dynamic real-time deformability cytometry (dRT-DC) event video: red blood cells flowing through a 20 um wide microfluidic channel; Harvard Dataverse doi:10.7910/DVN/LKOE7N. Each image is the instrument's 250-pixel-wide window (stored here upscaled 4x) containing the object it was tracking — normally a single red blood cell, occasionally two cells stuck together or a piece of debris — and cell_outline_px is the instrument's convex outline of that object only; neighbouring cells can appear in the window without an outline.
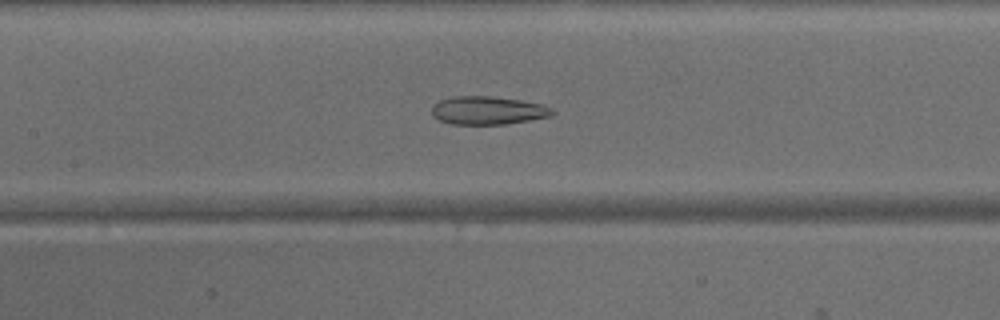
{"species": "common noctule bat (a hibernating species)", "species_latin": "Nyctalus noctula", "temperature_condition": "warm", "stored_images_in_passage": 36, "camera_frame_rate_fps": 3000, "um_per_image_px": 0.085, "animal": {"sex": "male", "body_mass_g": 15.6}, "frame": {"image": 1, "passage_image": 21, "time_ms": 6.667, "image_size_px": [1000, 320], "cell_outline_px": [[556, 112], [552, 116], [504, 124], [452, 124], [440, 120], [432, 116], [432, 108], [440, 100], [456, 96], [492, 96], [520, 100], [540, 104], [552, 108]], "centroid_in_image_um": [41.48, 9.39], "position_along_channel_um": 165.9, "area_um2": 19.65}}
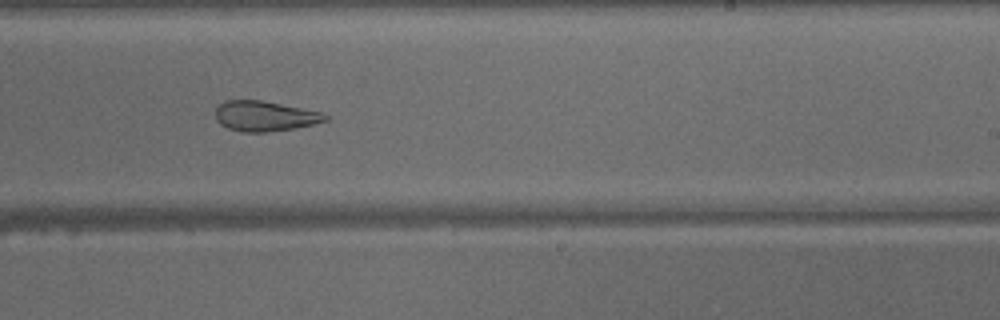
{"frame": {"image": 2, "passage_image": 28, "time_ms": 9.0, "image_size_px": [1000, 320], "cell_outline_px": [[328, 120], [296, 128], [264, 132], [244, 132], [228, 128], [220, 124], [216, 120], [216, 108], [224, 100], [260, 100], [324, 112], [328, 116]], "centroid_in_image_um": [22.51, 9.86], "position_along_channel_um": 266.5, "area_um2": 19.31}}
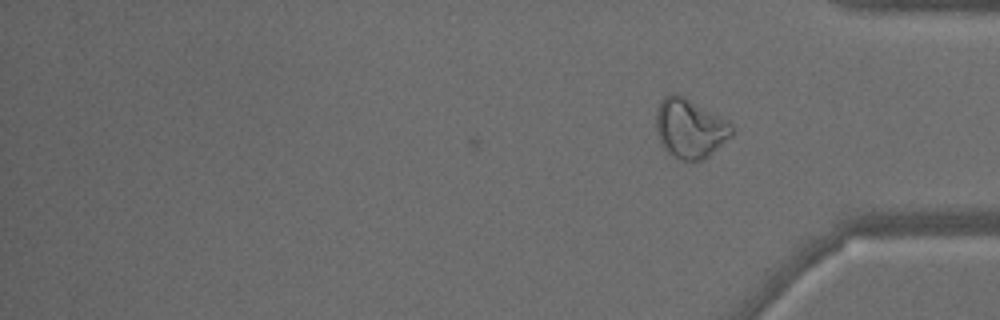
{"frame": {"image": 3, "passage_image": 36, "time_ms": 11.667, "image_size_px": [1000, 320], "cell_outline_px": [[732, 136], [704, 160], [680, 160], [668, 152], [660, 140], [656, 132], [656, 112], [660, 100], [664, 96], [672, 92], [688, 100], [732, 124]], "centroid_in_image_um": [58.61, 10.94], "position_along_channel_um": 376.6, "area_um2": 25.55}}